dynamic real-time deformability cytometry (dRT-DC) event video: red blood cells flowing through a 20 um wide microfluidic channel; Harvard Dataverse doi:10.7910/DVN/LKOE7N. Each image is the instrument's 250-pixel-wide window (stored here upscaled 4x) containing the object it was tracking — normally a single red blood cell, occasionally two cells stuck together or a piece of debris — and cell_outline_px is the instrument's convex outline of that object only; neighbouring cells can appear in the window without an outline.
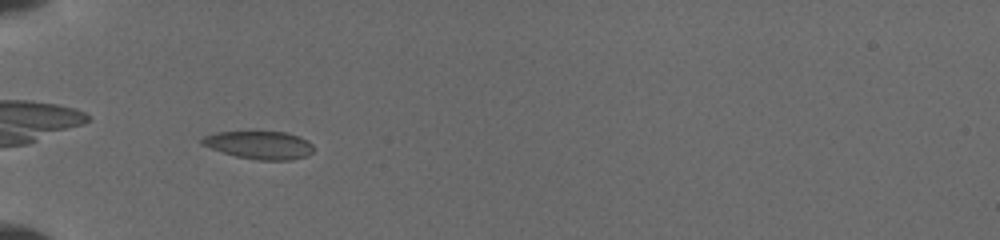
{"species": "common noctule bat (a hibernating species)", "species_latin": "Nyctalus noctula", "temperature_condition": "cold", "stored_images_in_passage": 8, "camera_frame_rate_fps": 3000, "um_per_image_px": 0.085, "animal": {"sex": "female", "body_mass_g": 19.5, "forearm_length_mm": 54.1}, "frame": {"image": 1, "passage_image": 7, "time_ms": 7.0, "image_size_px": [1000, 240], "cell_outline_px": [[312, 152], [308, 156], [292, 160], [256, 160], [236, 156], [200, 144], [200, 140], [204, 136], [216, 132], [284, 132], [300, 136], [308, 140], [312, 144]], "centroid_in_image_um": [22.08, 12.33], "position_along_channel_um": 62.9, "area_um2": 18.15}}